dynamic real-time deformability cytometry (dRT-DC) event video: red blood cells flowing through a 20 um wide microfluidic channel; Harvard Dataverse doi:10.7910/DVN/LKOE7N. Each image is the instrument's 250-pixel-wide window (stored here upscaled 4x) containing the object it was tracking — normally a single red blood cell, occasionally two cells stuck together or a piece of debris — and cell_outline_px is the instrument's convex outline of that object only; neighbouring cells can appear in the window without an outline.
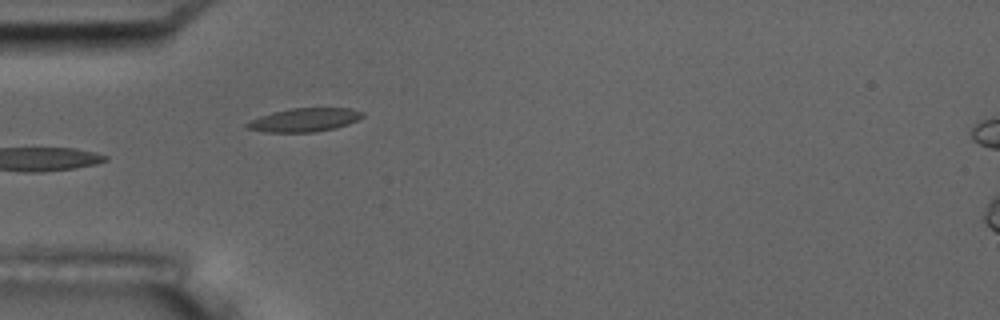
{"species": "common noctule bat (a hibernating species)", "species_latin": "Nyctalus noctula", "temperature_condition": "room temperature", "stored_images_in_passage": 5, "camera_frame_rate_fps": 3000, "um_per_image_px": 0.085, "animal": {"sex": "male", "body_mass_g": 17.5, "forearm_length_mm": 52.3}, "frame": {"image": 1, "passage_image": 5, "time_ms": 4.667, "image_size_px": [1000, 320], "cell_outline_px": [[364, 116], [348, 124], [336, 128], [316, 132], [268, 132], [244, 128], [244, 124], [260, 116], [272, 112], [292, 108], [352, 108], [364, 112]], "centroid_in_image_um": [25.88, 10.19], "position_along_channel_um": 59.1, "area_um2": 15.9}}